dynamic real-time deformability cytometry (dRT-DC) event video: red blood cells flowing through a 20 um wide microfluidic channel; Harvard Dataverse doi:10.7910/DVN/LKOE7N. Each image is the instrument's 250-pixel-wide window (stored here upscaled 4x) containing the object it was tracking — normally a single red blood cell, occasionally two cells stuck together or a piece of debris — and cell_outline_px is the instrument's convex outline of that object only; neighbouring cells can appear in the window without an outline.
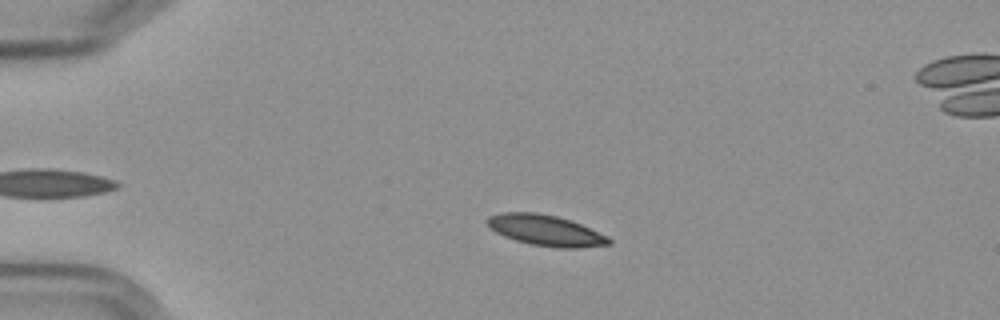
{"species": "Egyptian fruit bat (a non-hibernating species)", "species_latin": "Rousettus aegyptiacus", "temperature_condition": "cold", "stored_images_in_passage": 50, "camera_frame_rate_fps": 3000, "um_per_image_px": 0.085, "frame": {"image": 1, "passage_image": 12, "time_ms": 3.667, "image_size_px": [1000, 320], "cell_outline_px": [[612, 244], [576, 248], [556, 248], [532, 244], [516, 240], [504, 236], [496, 232], [484, 220], [488, 216], [500, 212], [536, 212], [556, 216], [580, 224], [608, 236], [612, 240]], "centroid_in_image_um": [46.37, 19.58], "position_along_channel_um": 38.6, "area_um2": 21.73}}
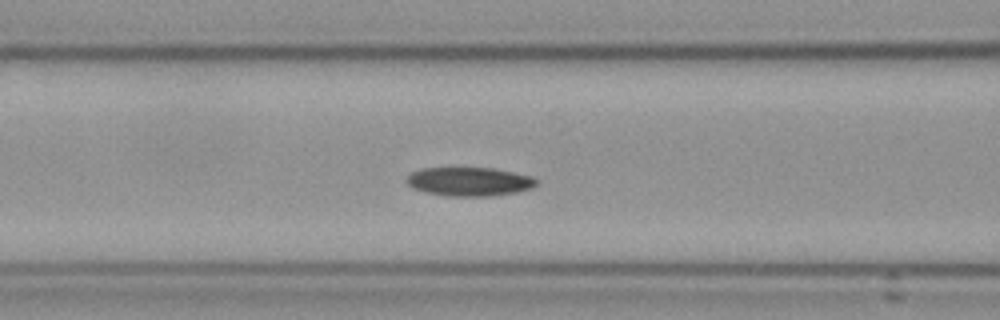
{"frame": {"image": 2, "passage_image": 23, "time_ms": 7.333, "image_size_px": [1000, 320], "cell_outline_px": [[536, 184], [532, 188], [516, 192], [492, 196], [448, 196], [424, 192], [412, 188], [404, 180], [412, 172], [424, 168], [492, 168], [532, 176], [536, 180]], "centroid_in_image_um": [39.86, 15.44], "position_along_channel_um": 126.7, "area_um2": 21.73}}
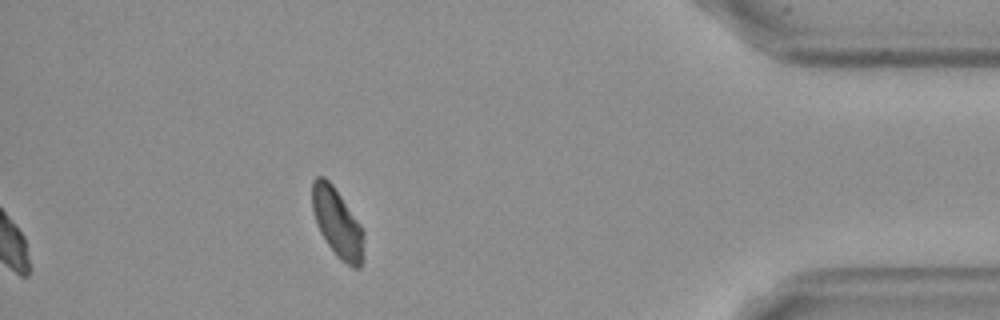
{"frame": {"image": 3, "passage_image": 50, "time_ms": 16.333, "image_size_px": [1000, 320], "cell_outline_px": [[364, 260], [360, 268], [352, 268], [340, 260], [336, 256], [320, 232], [312, 208], [312, 180], [316, 176], [324, 176], [332, 184], [364, 232]], "centroid_in_image_um": [28.68, 18.99], "position_along_channel_um": 406.5, "area_um2": 20.58}, "authors_computed_cell_mechanics": {"area_um2": 21.0681, "velocity_mm_per_s": 3.5634, "shape_relaxation_time_tau1_ms": 8.8353, "shape_relaxation_time_tau2_ms": null, "deformation_change_tau1": 0.1262, "deformation_change_tau2": null}}